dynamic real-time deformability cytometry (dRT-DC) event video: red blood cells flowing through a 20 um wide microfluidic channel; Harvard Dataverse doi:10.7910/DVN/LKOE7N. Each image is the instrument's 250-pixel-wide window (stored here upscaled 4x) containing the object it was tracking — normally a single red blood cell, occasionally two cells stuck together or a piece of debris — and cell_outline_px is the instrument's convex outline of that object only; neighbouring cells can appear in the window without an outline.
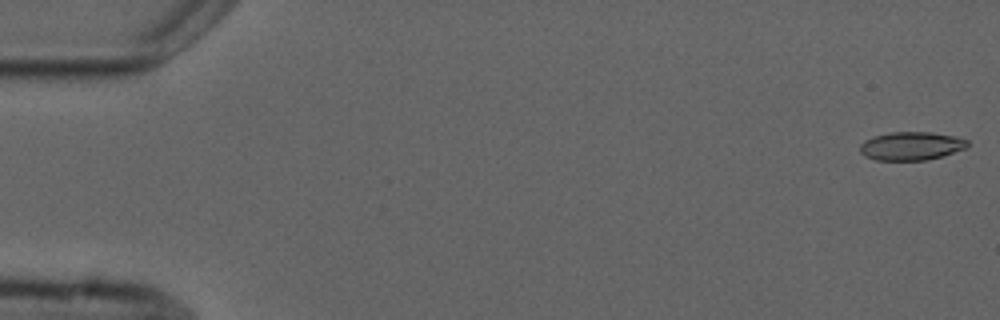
{"species": "common noctule bat (a hibernating species)", "species_latin": "Nyctalus noctula", "temperature_condition": "cold", "stored_images_in_passage": 5, "camera_frame_rate_fps": 3000, "um_per_image_px": 0.085, "animal": {"sex": "male", "forearm_length_mm": 52.5}, "frame": {"image": 1, "passage_image": 1, "time_ms": 0.0, "image_size_px": [1000, 320], "cell_outline_px": [[968, 148], [940, 156], [924, 160], [876, 160], [864, 156], [860, 152], [860, 144], [864, 140], [872, 136], [892, 132], [932, 132], [956, 136], [968, 140]], "centroid_in_image_um": [77.44, 12.4], "position_along_channel_um": 7.6, "area_um2": 17.86}}
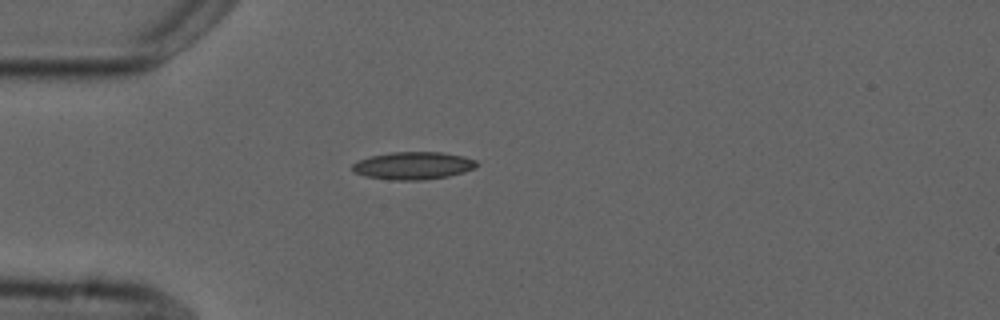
{"frame": {"image": 2, "passage_image": 4, "time_ms": 4.667, "image_size_px": [1000, 320], "cell_outline_px": [[480, 164], [464, 172], [448, 176], [424, 180], [392, 180], [364, 176], [352, 172], [352, 164], [360, 160], [372, 156], [392, 152], [444, 152], [464, 156], [476, 160]], "centroid_in_image_um": [35.13, 14.08], "position_along_channel_um": 49.9, "area_um2": 20.06}}